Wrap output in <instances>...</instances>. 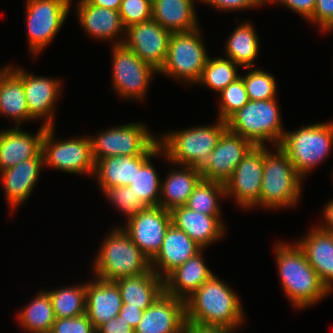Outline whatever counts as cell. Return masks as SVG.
<instances>
[{"label":"cell","mask_w":333,"mask_h":333,"mask_svg":"<svg viewBox=\"0 0 333 333\" xmlns=\"http://www.w3.org/2000/svg\"><path fill=\"white\" fill-rule=\"evenodd\" d=\"M201 250L202 248L183 230L171 224L166 231L160 251L150 261L151 270L164 279L176 267L184 264Z\"/></svg>","instance_id":"ffe728a7"},{"label":"cell","mask_w":333,"mask_h":333,"mask_svg":"<svg viewBox=\"0 0 333 333\" xmlns=\"http://www.w3.org/2000/svg\"><path fill=\"white\" fill-rule=\"evenodd\" d=\"M278 146L286 153L296 172L304 178L331 152L333 121L285 131Z\"/></svg>","instance_id":"8992f818"},{"label":"cell","mask_w":333,"mask_h":333,"mask_svg":"<svg viewBox=\"0 0 333 333\" xmlns=\"http://www.w3.org/2000/svg\"><path fill=\"white\" fill-rule=\"evenodd\" d=\"M274 249L282 289L295 308L313 306L330 294L297 243L277 242Z\"/></svg>","instance_id":"7a4b0ae2"},{"label":"cell","mask_w":333,"mask_h":333,"mask_svg":"<svg viewBox=\"0 0 333 333\" xmlns=\"http://www.w3.org/2000/svg\"><path fill=\"white\" fill-rule=\"evenodd\" d=\"M234 331L235 330H231L228 328L186 323L183 333H233Z\"/></svg>","instance_id":"c3c4849f"},{"label":"cell","mask_w":333,"mask_h":333,"mask_svg":"<svg viewBox=\"0 0 333 333\" xmlns=\"http://www.w3.org/2000/svg\"><path fill=\"white\" fill-rule=\"evenodd\" d=\"M331 30H333V23L324 32H330Z\"/></svg>","instance_id":"816d5d0a"},{"label":"cell","mask_w":333,"mask_h":333,"mask_svg":"<svg viewBox=\"0 0 333 333\" xmlns=\"http://www.w3.org/2000/svg\"><path fill=\"white\" fill-rule=\"evenodd\" d=\"M124 45L156 71L163 66L171 32L153 19L126 28Z\"/></svg>","instance_id":"2e32d148"},{"label":"cell","mask_w":333,"mask_h":333,"mask_svg":"<svg viewBox=\"0 0 333 333\" xmlns=\"http://www.w3.org/2000/svg\"><path fill=\"white\" fill-rule=\"evenodd\" d=\"M39 294L17 315L19 325L29 333H50L56 320L47 290Z\"/></svg>","instance_id":"d6a6232c"},{"label":"cell","mask_w":333,"mask_h":333,"mask_svg":"<svg viewBox=\"0 0 333 333\" xmlns=\"http://www.w3.org/2000/svg\"><path fill=\"white\" fill-rule=\"evenodd\" d=\"M172 224L183 230L203 250L223 237L225 227L221 217L209 216L179 206L170 211Z\"/></svg>","instance_id":"cb8c5ba5"},{"label":"cell","mask_w":333,"mask_h":333,"mask_svg":"<svg viewBox=\"0 0 333 333\" xmlns=\"http://www.w3.org/2000/svg\"><path fill=\"white\" fill-rule=\"evenodd\" d=\"M199 1L207 5L209 4L210 6L219 9V11L223 10L225 12L226 10L240 11V9L241 10L250 9L251 7L256 8L266 3L264 0H199Z\"/></svg>","instance_id":"ee69618b"},{"label":"cell","mask_w":333,"mask_h":333,"mask_svg":"<svg viewBox=\"0 0 333 333\" xmlns=\"http://www.w3.org/2000/svg\"><path fill=\"white\" fill-rule=\"evenodd\" d=\"M179 170H172L165 180H161V194L159 206L171 211L172 209L185 206L193 189L202 179L200 169L183 166Z\"/></svg>","instance_id":"f546056e"},{"label":"cell","mask_w":333,"mask_h":333,"mask_svg":"<svg viewBox=\"0 0 333 333\" xmlns=\"http://www.w3.org/2000/svg\"><path fill=\"white\" fill-rule=\"evenodd\" d=\"M281 3L287 8L300 14L307 21L313 16L316 0H267L266 3Z\"/></svg>","instance_id":"f6af8a7d"},{"label":"cell","mask_w":333,"mask_h":333,"mask_svg":"<svg viewBox=\"0 0 333 333\" xmlns=\"http://www.w3.org/2000/svg\"><path fill=\"white\" fill-rule=\"evenodd\" d=\"M89 4L118 11L122 0H86Z\"/></svg>","instance_id":"f907efd6"},{"label":"cell","mask_w":333,"mask_h":333,"mask_svg":"<svg viewBox=\"0 0 333 333\" xmlns=\"http://www.w3.org/2000/svg\"><path fill=\"white\" fill-rule=\"evenodd\" d=\"M226 57L239 67L252 69L259 52V36L253 25L243 22L230 34L225 43ZM253 63V64H252Z\"/></svg>","instance_id":"1f68e13d"},{"label":"cell","mask_w":333,"mask_h":333,"mask_svg":"<svg viewBox=\"0 0 333 333\" xmlns=\"http://www.w3.org/2000/svg\"><path fill=\"white\" fill-rule=\"evenodd\" d=\"M159 155L164 156V150L161 146L155 150L154 156H149L142 163L141 167H136V175L133 181L128 185L146 207L159 206L161 197L158 195L161 194L162 179L150 160Z\"/></svg>","instance_id":"836d02e7"},{"label":"cell","mask_w":333,"mask_h":333,"mask_svg":"<svg viewBox=\"0 0 333 333\" xmlns=\"http://www.w3.org/2000/svg\"><path fill=\"white\" fill-rule=\"evenodd\" d=\"M185 325V301L164 292L144 310L134 333H183Z\"/></svg>","instance_id":"ac0fdd59"},{"label":"cell","mask_w":333,"mask_h":333,"mask_svg":"<svg viewBox=\"0 0 333 333\" xmlns=\"http://www.w3.org/2000/svg\"><path fill=\"white\" fill-rule=\"evenodd\" d=\"M239 66L229 58L208 57L201 77L196 84H203L215 93H220L230 83L240 77L237 72Z\"/></svg>","instance_id":"8d00e7d4"},{"label":"cell","mask_w":333,"mask_h":333,"mask_svg":"<svg viewBox=\"0 0 333 333\" xmlns=\"http://www.w3.org/2000/svg\"><path fill=\"white\" fill-rule=\"evenodd\" d=\"M323 218L325 219V223L323 222L321 226L319 225L317 227L333 233V199L324 206Z\"/></svg>","instance_id":"681fc988"},{"label":"cell","mask_w":333,"mask_h":333,"mask_svg":"<svg viewBox=\"0 0 333 333\" xmlns=\"http://www.w3.org/2000/svg\"><path fill=\"white\" fill-rule=\"evenodd\" d=\"M125 28L152 19V0H122L118 10Z\"/></svg>","instance_id":"60d3db41"},{"label":"cell","mask_w":333,"mask_h":333,"mask_svg":"<svg viewBox=\"0 0 333 333\" xmlns=\"http://www.w3.org/2000/svg\"><path fill=\"white\" fill-rule=\"evenodd\" d=\"M194 2V0H152V19L171 33L194 30L200 27Z\"/></svg>","instance_id":"f1b7e54d"},{"label":"cell","mask_w":333,"mask_h":333,"mask_svg":"<svg viewBox=\"0 0 333 333\" xmlns=\"http://www.w3.org/2000/svg\"><path fill=\"white\" fill-rule=\"evenodd\" d=\"M226 197L225 184L201 179L193 189L185 206L193 211L209 216L221 217L219 200Z\"/></svg>","instance_id":"e575fe53"},{"label":"cell","mask_w":333,"mask_h":333,"mask_svg":"<svg viewBox=\"0 0 333 333\" xmlns=\"http://www.w3.org/2000/svg\"><path fill=\"white\" fill-rule=\"evenodd\" d=\"M76 4L78 20L87 34L99 40H115L112 45L124 43L125 39L119 37L122 32L125 37L126 28L118 11L91 5L86 0H79Z\"/></svg>","instance_id":"44dd1931"},{"label":"cell","mask_w":333,"mask_h":333,"mask_svg":"<svg viewBox=\"0 0 333 333\" xmlns=\"http://www.w3.org/2000/svg\"><path fill=\"white\" fill-rule=\"evenodd\" d=\"M96 333H134V329L128 322L123 320V317L117 315L100 325L96 329Z\"/></svg>","instance_id":"bcb514c9"},{"label":"cell","mask_w":333,"mask_h":333,"mask_svg":"<svg viewBox=\"0 0 333 333\" xmlns=\"http://www.w3.org/2000/svg\"><path fill=\"white\" fill-rule=\"evenodd\" d=\"M43 124L36 135L20 129V126L0 131V172L37 156L42 151Z\"/></svg>","instance_id":"7402d4cb"},{"label":"cell","mask_w":333,"mask_h":333,"mask_svg":"<svg viewBox=\"0 0 333 333\" xmlns=\"http://www.w3.org/2000/svg\"><path fill=\"white\" fill-rule=\"evenodd\" d=\"M240 77L243 79L249 100L276 99L277 84L271 73L254 69Z\"/></svg>","instance_id":"74e56055"},{"label":"cell","mask_w":333,"mask_h":333,"mask_svg":"<svg viewBox=\"0 0 333 333\" xmlns=\"http://www.w3.org/2000/svg\"><path fill=\"white\" fill-rule=\"evenodd\" d=\"M103 194L111 201L115 207L126 215L128 220L130 217L141 212L146 208L145 204L132 192L129 186H119L106 189Z\"/></svg>","instance_id":"ab89813d"},{"label":"cell","mask_w":333,"mask_h":333,"mask_svg":"<svg viewBox=\"0 0 333 333\" xmlns=\"http://www.w3.org/2000/svg\"><path fill=\"white\" fill-rule=\"evenodd\" d=\"M92 157L96 163L111 156H138L144 154L157 140L145 124L127 123L106 129L91 136Z\"/></svg>","instance_id":"30bf717a"},{"label":"cell","mask_w":333,"mask_h":333,"mask_svg":"<svg viewBox=\"0 0 333 333\" xmlns=\"http://www.w3.org/2000/svg\"><path fill=\"white\" fill-rule=\"evenodd\" d=\"M275 153L264 145V166L259 203L266 209L289 208L299 202L302 177L296 172L286 153L274 146Z\"/></svg>","instance_id":"5b68a950"},{"label":"cell","mask_w":333,"mask_h":333,"mask_svg":"<svg viewBox=\"0 0 333 333\" xmlns=\"http://www.w3.org/2000/svg\"><path fill=\"white\" fill-rule=\"evenodd\" d=\"M106 236L93 263L95 278L115 281L140 275L151 268L150 260L121 226L112 228Z\"/></svg>","instance_id":"3957f363"},{"label":"cell","mask_w":333,"mask_h":333,"mask_svg":"<svg viewBox=\"0 0 333 333\" xmlns=\"http://www.w3.org/2000/svg\"><path fill=\"white\" fill-rule=\"evenodd\" d=\"M309 21L317 24L324 32L333 23V0H316L313 16Z\"/></svg>","instance_id":"7bdbcfd3"},{"label":"cell","mask_w":333,"mask_h":333,"mask_svg":"<svg viewBox=\"0 0 333 333\" xmlns=\"http://www.w3.org/2000/svg\"><path fill=\"white\" fill-rule=\"evenodd\" d=\"M213 125H202L180 131L165 133L159 137L161 148L167 161L182 166L201 169L208 161L210 153L217 146L227 123L217 119Z\"/></svg>","instance_id":"277c9868"},{"label":"cell","mask_w":333,"mask_h":333,"mask_svg":"<svg viewBox=\"0 0 333 333\" xmlns=\"http://www.w3.org/2000/svg\"><path fill=\"white\" fill-rule=\"evenodd\" d=\"M0 115L14 120L16 127L27 120L29 114L23 82L7 67L0 69Z\"/></svg>","instance_id":"4dcf8cb0"},{"label":"cell","mask_w":333,"mask_h":333,"mask_svg":"<svg viewBox=\"0 0 333 333\" xmlns=\"http://www.w3.org/2000/svg\"><path fill=\"white\" fill-rule=\"evenodd\" d=\"M159 146L160 142L158 139L142 155L111 156L98 160L95 163L94 177L97 179L102 193L109 188L128 186L136 175V167H141L149 156H154V152Z\"/></svg>","instance_id":"603a6c76"},{"label":"cell","mask_w":333,"mask_h":333,"mask_svg":"<svg viewBox=\"0 0 333 333\" xmlns=\"http://www.w3.org/2000/svg\"><path fill=\"white\" fill-rule=\"evenodd\" d=\"M276 100H249L226 121L227 129L254 145H279L285 130Z\"/></svg>","instance_id":"52a82bcc"},{"label":"cell","mask_w":333,"mask_h":333,"mask_svg":"<svg viewBox=\"0 0 333 333\" xmlns=\"http://www.w3.org/2000/svg\"><path fill=\"white\" fill-rule=\"evenodd\" d=\"M112 48L113 89L123 98L144 100L152 76L158 71L124 44Z\"/></svg>","instance_id":"7c38bea8"},{"label":"cell","mask_w":333,"mask_h":333,"mask_svg":"<svg viewBox=\"0 0 333 333\" xmlns=\"http://www.w3.org/2000/svg\"><path fill=\"white\" fill-rule=\"evenodd\" d=\"M72 0H26L29 53L37 57L65 22Z\"/></svg>","instance_id":"8fae6325"},{"label":"cell","mask_w":333,"mask_h":333,"mask_svg":"<svg viewBox=\"0 0 333 333\" xmlns=\"http://www.w3.org/2000/svg\"><path fill=\"white\" fill-rule=\"evenodd\" d=\"M329 292L333 291V233L316 227L296 242Z\"/></svg>","instance_id":"484cf974"},{"label":"cell","mask_w":333,"mask_h":333,"mask_svg":"<svg viewBox=\"0 0 333 333\" xmlns=\"http://www.w3.org/2000/svg\"><path fill=\"white\" fill-rule=\"evenodd\" d=\"M50 333H96L85 314L73 318H56Z\"/></svg>","instance_id":"b9f144b4"},{"label":"cell","mask_w":333,"mask_h":333,"mask_svg":"<svg viewBox=\"0 0 333 333\" xmlns=\"http://www.w3.org/2000/svg\"><path fill=\"white\" fill-rule=\"evenodd\" d=\"M89 281L86 282V315L97 329L119 315L123 302L120 289L114 281L98 278Z\"/></svg>","instance_id":"d4e9b609"},{"label":"cell","mask_w":333,"mask_h":333,"mask_svg":"<svg viewBox=\"0 0 333 333\" xmlns=\"http://www.w3.org/2000/svg\"><path fill=\"white\" fill-rule=\"evenodd\" d=\"M264 166V145H254L224 183L226 197H233L243 209L259 203Z\"/></svg>","instance_id":"4fadbf2b"},{"label":"cell","mask_w":333,"mask_h":333,"mask_svg":"<svg viewBox=\"0 0 333 333\" xmlns=\"http://www.w3.org/2000/svg\"><path fill=\"white\" fill-rule=\"evenodd\" d=\"M200 28L186 32H172L165 62L160 74L196 84L208 59Z\"/></svg>","instance_id":"ba28073f"},{"label":"cell","mask_w":333,"mask_h":333,"mask_svg":"<svg viewBox=\"0 0 333 333\" xmlns=\"http://www.w3.org/2000/svg\"><path fill=\"white\" fill-rule=\"evenodd\" d=\"M203 249L164 278V292L186 300L214 273L204 263Z\"/></svg>","instance_id":"4316f807"},{"label":"cell","mask_w":333,"mask_h":333,"mask_svg":"<svg viewBox=\"0 0 333 333\" xmlns=\"http://www.w3.org/2000/svg\"><path fill=\"white\" fill-rule=\"evenodd\" d=\"M7 67L23 82L29 114L33 120L44 118V126H54L55 105L61 94V81L56 78L36 76L13 65Z\"/></svg>","instance_id":"9a60e30c"},{"label":"cell","mask_w":333,"mask_h":333,"mask_svg":"<svg viewBox=\"0 0 333 333\" xmlns=\"http://www.w3.org/2000/svg\"><path fill=\"white\" fill-rule=\"evenodd\" d=\"M144 310L139 309L137 307H128V304H123L119 316L123 317V320L128 322L133 329L138 326L140 322Z\"/></svg>","instance_id":"7dc6e473"},{"label":"cell","mask_w":333,"mask_h":333,"mask_svg":"<svg viewBox=\"0 0 333 333\" xmlns=\"http://www.w3.org/2000/svg\"><path fill=\"white\" fill-rule=\"evenodd\" d=\"M254 144L228 129L200 169L202 179L225 183Z\"/></svg>","instance_id":"e0dca14e"},{"label":"cell","mask_w":333,"mask_h":333,"mask_svg":"<svg viewBox=\"0 0 333 333\" xmlns=\"http://www.w3.org/2000/svg\"><path fill=\"white\" fill-rule=\"evenodd\" d=\"M219 95L220 103L218 106V119L225 122L249 101L241 77L230 83L219 93Z\"/></svg>","instance_id":"f35d334b"},{"label":"cell","mask_w":333,"mask_h":333,"mask_svg":"<svg viewBox=\"0 0 333 333\" xmlns=\"http://www.w3.org/2000/svg\"><path fill=\"white\" fill-rule=\"evenodd\" d=\"M186 323L238 330L244 310L236 292L216 275L185 300Z\"/></svg>","instance_id":"6da1fadb"},{"label":"cell","mask_w":333,"mask_h":333,"mask_svg":"<svg viewBox=\"0 0 333 333\" xmlns=\"http://www.w3.org/2000/svg\"><path fill=\"white\" fill-rule=\"evenodd\" d=\"M54 136V126L46 127L42 139L44 167L70 174L90 173L94 176L95 162L92 157L90 137H73L57 141Z\"/></svg>","instance_id":"9c48e42d"},{"label":"cell","mask_w":333,"mask_h":333,"mask_svg":"<svg viewBox=\"0 0 333 333\" xmlns=\"http://www.w3.org/2000/svg\"><path fill=\"white\" fill-rule=\"evenodd\" d=\"M125 222L123 230L150 261L160 251L166 231L172 224L170 211L161 206L146 207Z\"/></svg>","instance_id":"5bb4252c"},{"label":"cell","mask_w":333,"mask_h":333,"mask_svg":"<svg viewBox=\"0 0 333 333\" xmlns=\"http://www.w3.org/2000/svg\"><path fill=\"white\" fill-rule=\"evenodd\" d=\"M44 166L42 151L35 157L0 172L7 203L15 210L32 194Z\"/></svg>","instance_id":"d6986e66"},{"label":"cell","mask_w":333,"mask_h":333,"mask_svg":"<svg viewBox=\"0 0 333 333\" xmlns=\"http://www.w3.org/2000/svg\"><path fill=\"white\" fill-rule=\"evenodd\" d=\"M120 289L123 304L142 310L149 308L164 293V279L151 268L140 275L114 281Z\"/></svg>","instance_id":"83f0119b"},{"label":"cell","mask_w":333,"mask_h":333,"mask_svg":"<svg viewBox=\"0 0 333 333\" xmlns=\"http://www.w3.org/2000/svg\"><path fill=\"white\" fill-rule=\"evenodd\" d=\"M47 292L56 318H73L86 313V283Z\"/></svg>","instance_id":"d590c367"}]
</instances>
